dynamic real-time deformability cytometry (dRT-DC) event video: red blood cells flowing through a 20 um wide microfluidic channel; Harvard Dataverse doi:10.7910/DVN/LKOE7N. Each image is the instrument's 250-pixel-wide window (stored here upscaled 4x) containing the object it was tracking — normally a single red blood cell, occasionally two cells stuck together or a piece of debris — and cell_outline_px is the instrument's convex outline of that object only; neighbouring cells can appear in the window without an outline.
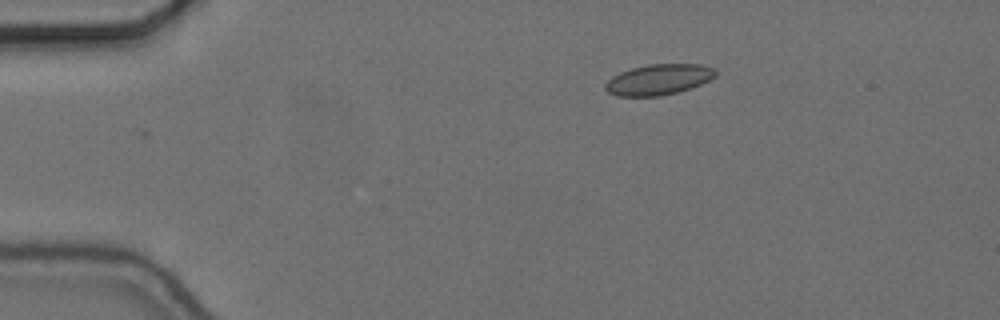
{"species": "common noctule bat (a hibernating species)", "species_latin": "Nyctalus noctula", "temperature_condition": "cold", "stored_images_in_passage": 40, "camera_frame_rate_fps": 3000, "um_per_image_px": 0.085, "animal": {"sex": "female", "body_mass_g": 24.6, "forearm_length_mm": 56.2}, "frame": {"image": 1, "passage_image": 1, "time_ms": 0.0, "image_size_px": [1000, 320], "cell_outline_px": [[716, 76], [700, 84], [676, 92], [660, 96], [616, 96], [608, 92], [604, 88], [604, 84], [612, 76], [620, 72], [632, 68], [648, 64], [700, 64], [716, 68]], "centroid_in_image_um": [55.96, 6.75], "position_along_channel_um": 29.0, "area_um2": 19.65}}
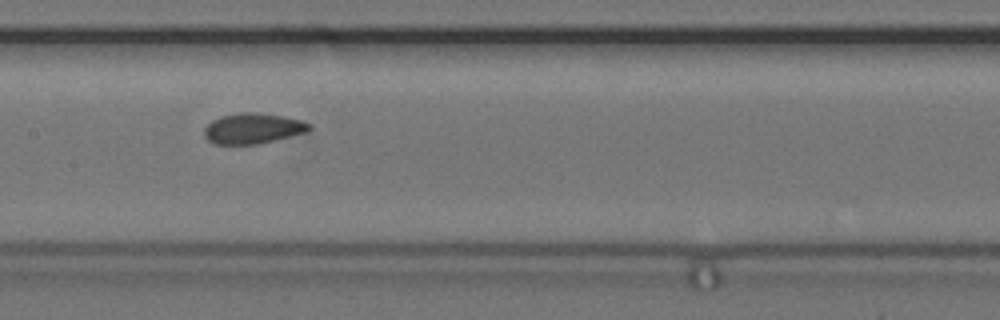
{"frame": {"image": 2, "passage_image": 19, "time_ms": 6.0, "image_size_px": [1000, 320], "cell_outline_px": [[312, 128], [308, 132], [260, 144], [212, 144], [204, 136], [204, 128], [212, 120], [220, 116], [240, 112], [252, 112], [284, 116], [300, 120], [312, 124]], "centroid_in_image_um": [21.51, 10.92], "position_along_channel_um": 185.9, "area_um2": 18.9}}
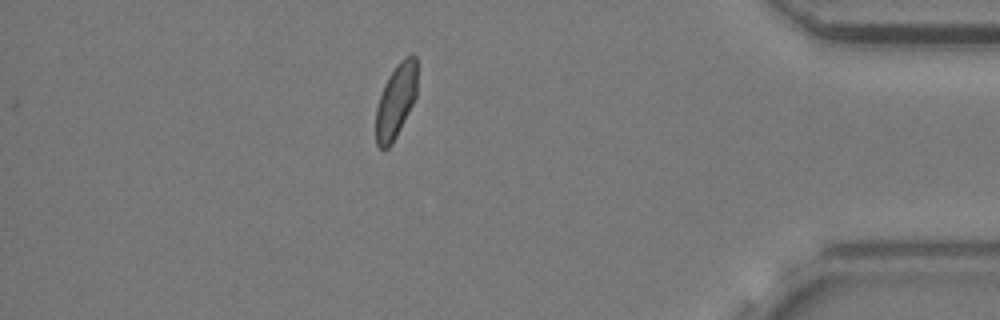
{"frame": {"image": 3, "passage_image": 40, "time_ms": 13.0, "image_size_px": [1000, 320], "cell_outline_px": [[416, 96], [392, 144], [388, 148], [380, 148], [376, 144], [376, 108], [384, 84], [388, 76], [396, 64], [404, 56], [412, 52], [416, 56]], "centroid_in_image_um": [33.64, 8.53], "position_along_channel_um": 401.6, "area_um2": 17.74}, "authors_computed_cell_mechanics": {"area_um2": 18.8139, "velocity_mm_per_s": 3.6521, "shape_relaxation_time_tau1_ms": 5.6807, "shape_relaxation_time_tau2_ms": 1.4508, "deformation_change_tau1": 0.0809, "deformation_change_tau2": 0.0543}}